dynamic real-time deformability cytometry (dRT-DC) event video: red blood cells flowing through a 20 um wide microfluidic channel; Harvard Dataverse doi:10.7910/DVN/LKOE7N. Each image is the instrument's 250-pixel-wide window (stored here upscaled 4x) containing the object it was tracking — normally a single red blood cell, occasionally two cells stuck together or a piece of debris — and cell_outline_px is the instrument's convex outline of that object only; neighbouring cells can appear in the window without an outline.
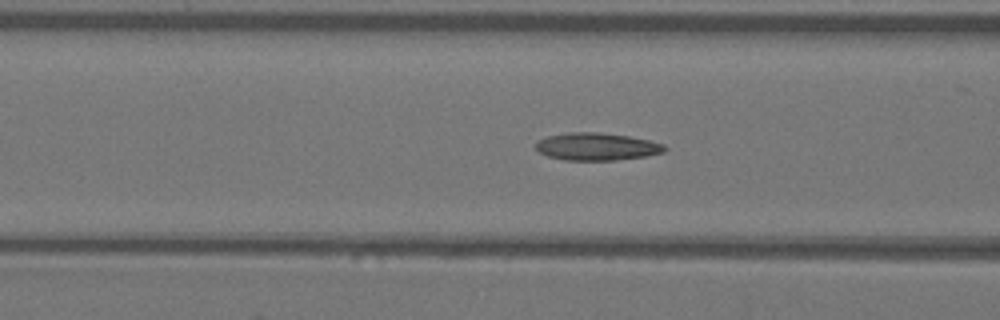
{"species": "Egyptian fruit bat (a non-hibernating species)", "species_latin": "Rousettus aegyptiacus", "temperature_condition": "warm", "stored_images_in_passage": 53, "camera_frame_rate_fps": 3000, "um_per_image_px": 0.085, "animal": {"sex": "female"}, "frame": {"image": 1, "passage_image": 20, "time_ms": 6.333, "image_size_px": [1000, 320], "cell_outline_px": [[668, 148], [664, 152], [648, 156], [616, 160], [564, 160], [548, 156], [540, 152], [536, 148], [536, 140], [548, 136], [568, 132], [600, 132], [628, 136], [648, 140], [664, 144]], "centroid_in_image_um": [50.74, 12.46], "position_along_channel_um": 115.9, "area_um2": 20.75}}
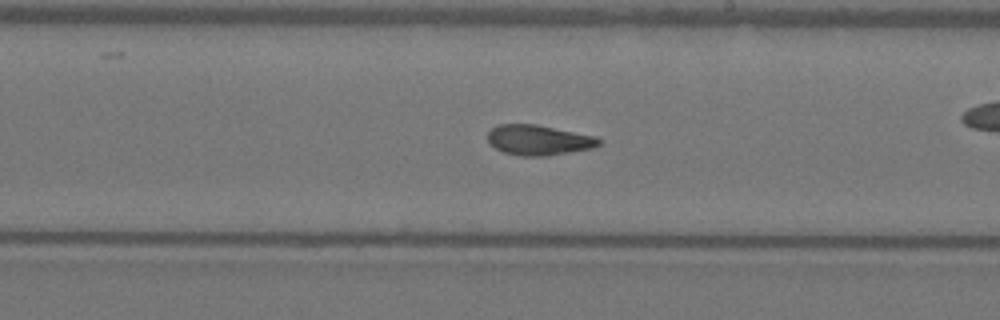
{"frame": {"image": 2, "passage_image": 30, "time_ms": 9.667, "image_size_px": [1000, 320], "cell_outline_px": [[600, 144], [592, 148], [548, 156], [520, 156], [504, 152], [496, 148], [488, 140], [488, 132], [492, 128], [500, 124], [536, 124], [596, 136], [600, 140]], "centroid_in_image_um": [45.79, 11.9], "position_along_channel_um": 243.2, "area_um2": 19.48}}
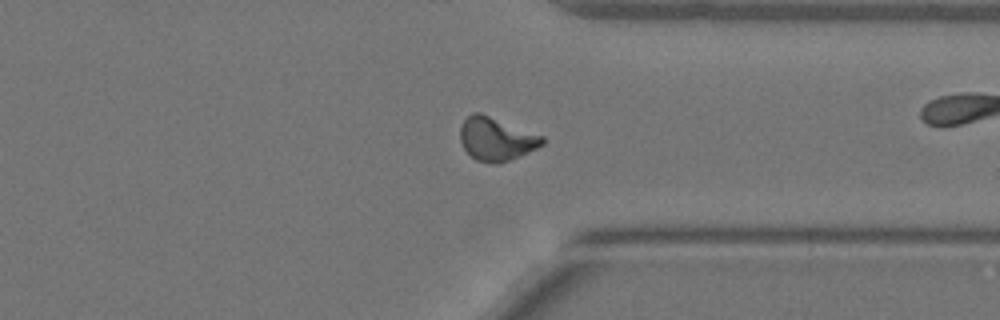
{"frame": {"image": 3, "passage_image": 40, "time_ms": 13.0, "image_size_px": [1000, 320], "cell_outline_px": [[544, 144], [520, 156], [496, 164], [476, 160], [464, 148], [460, 140], [460, 124], [472, 112], [480, 112], [544, 136]], "centroid_in_image_um": [42.17, 11.8], "position_along_channel_um": 369.2, "area_um2": 20.63}, "authors_computed_cell_mechanics": {"area_um2": 19.941, "velocity_mm_per_s": 3.8271, "shape_relaxation_time_tau1_ms": 9.2011, "shape_relaxation_time_tau2_ms": 2.1223, "deformation_change_tau1": 0.2693, "deformation_change_tau2": 0.0847}}